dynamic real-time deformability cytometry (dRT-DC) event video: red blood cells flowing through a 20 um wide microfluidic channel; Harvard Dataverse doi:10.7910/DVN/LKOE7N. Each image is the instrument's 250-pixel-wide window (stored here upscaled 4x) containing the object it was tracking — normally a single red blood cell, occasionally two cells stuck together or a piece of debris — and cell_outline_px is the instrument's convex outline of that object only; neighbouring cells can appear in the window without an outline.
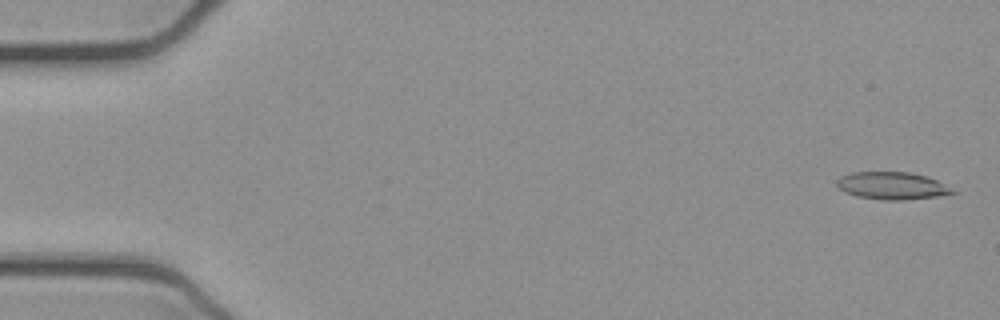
{"species": "common noctule bat (a hibernating species)", "species_latin": "Nyctalus noctula", "temperature_condition": "cold", "stored_images_in_passage": 51, "camera_frame_rate_fps": 3000, "um_per_image_px": 0.085, "animal": {"sex": "female", "body_mass_g": 21.9}, "frame": {"image": 1, "passage_image": 2, "time_ms": 0.333, "image_size_px": [1000, 320], "cell_outline_px": [[960, 192], [936, 196], [904, 200], [884, 200], [856, 196], [844, 192], [836, 184], [836, 180], [840, 176], [852, 172], [908, 172], [928, 176]], "centroid_in_image_um": [75.82, 15.78], "position_along_channel_um": 9.2, "area_um2": 18.55}}
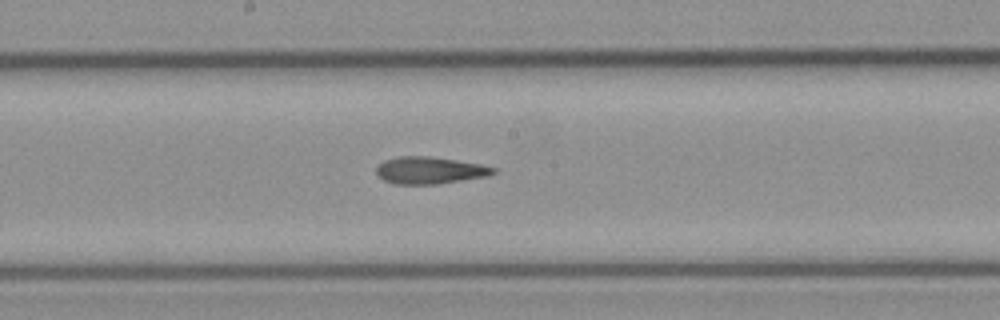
{"frame": {"image": 2, "passage_image": 28, "time_ms": 9.0, "image_size_px": [1000, 320], "cell_outline_px": [[496, 172], [488, 176], [436, 184], [396, 184], [384, 180], [376, 176], [376, 168], [384, 160], [400, 156], [428, 156], [456, 160], [480, 164], [496, 168]], "centroid_in_image_um": [36.51, 14.48], "position_along_channel_um": 211.7, "area_um2": 18.38}}
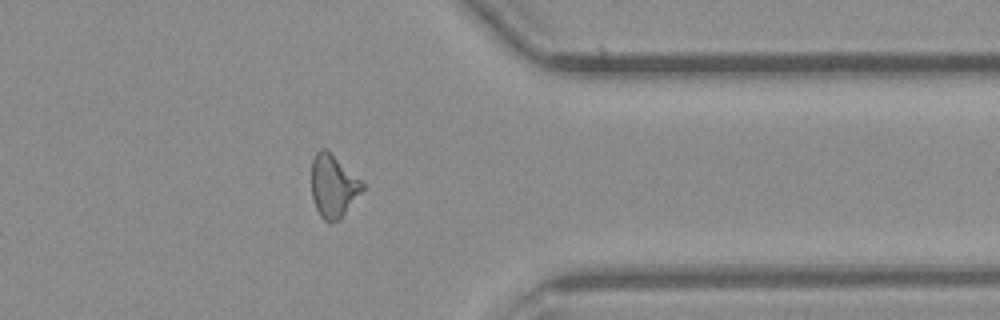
{"frame": {"image": 3, "passage_image": 42, "time_ms": 13.667, "image_size_px": [1000, 320], "cell_outline_px": [[364, 188], [340, 220], [328, 224], [320, 216], [316, 208], [312, 196], [312, 160], [316, 152], [320, 148], [328, 148], [364, 184]], "centroid_in_image_um": [28.31, 15.81], "position_along_channel_um": 383.1, "area_um2": 18.73}, "authors_computed_cell_mechanics": {"area_um2": 18.785, "velocity_mm_per_s": 3.9229, "shape_relaxation_time_tau1_ms": null, "shape_relaxation_time_tau2_ms": 6.5908, "deformation_change_tau1": null, "deformation_change_tau2": 0.1723}}